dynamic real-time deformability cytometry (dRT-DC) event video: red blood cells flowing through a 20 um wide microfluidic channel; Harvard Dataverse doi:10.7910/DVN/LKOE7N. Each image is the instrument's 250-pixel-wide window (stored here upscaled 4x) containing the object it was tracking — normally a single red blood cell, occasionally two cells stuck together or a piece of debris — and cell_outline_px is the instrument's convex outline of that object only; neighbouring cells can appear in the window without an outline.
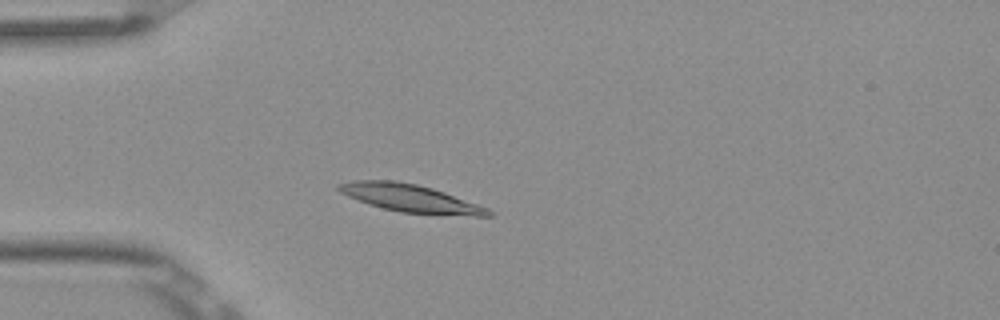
{"species": "Egyptian fruit bat (a non-hibernating species)", "species_latin": "Rousettus aegyptiacus", "temperature_condition": "room temperature", "stored_images_in_passage": 4, "camera_frame_rate_fps": 3000, "um_per_image_px": 0.085, "frame": {"image": 1, "passage_image": 3, "time_ms": 0.667, "image_size_px": [1000, 320], "cell_outline_px": [[492, 216], [476, 216], [400, 212], [368, 204], [348, 196], [340, 192], [336, 188], [336, 184], [352, 180], [392, 180], [416, 184], [432, 188], [444, 192], [488, 208], [492, 212]], "centroid_in_image_um": [34.84, 16.84], "position_along_channel_um": 50.2, "area_um2": 23.93}}